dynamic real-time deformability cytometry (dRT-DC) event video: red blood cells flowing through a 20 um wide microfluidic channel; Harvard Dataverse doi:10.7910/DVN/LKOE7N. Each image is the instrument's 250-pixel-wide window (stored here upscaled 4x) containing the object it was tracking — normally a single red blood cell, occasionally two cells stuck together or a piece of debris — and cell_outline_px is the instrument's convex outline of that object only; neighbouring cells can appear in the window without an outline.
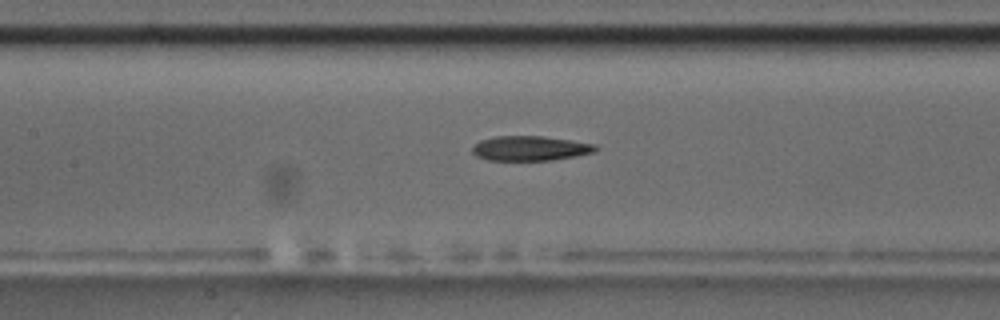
{"species": "common noctule bat (a hibernating species)", "species_latin": "Nyctalus noctula", "temperature_condition": "room temperature", "stored_images_in_passage": 38, "camera_frame_rate_fps": 3000, "um_per_image_px": 0.085, "animal": {"sex": "male", "body_mass_g": 17.5, "forearm_length_mm": 52.3}, "frame": {"image": 1, "passage_image": 10, "time_ms": 3.0, "image_size_px": [1000, 320], "cell_outline_px": [[600, 148], [596, 152], [576, 156], [552, 160], [488, 160], [476, 156], [472, 152], [472, 148], [480, 140], [496, 136], [540, 136], [572, 140], [596, 144]], "centroid_in_image_um": [45.11, 12.61], "position_along_channel_um": 162.3, "area_um2": 17.86}}
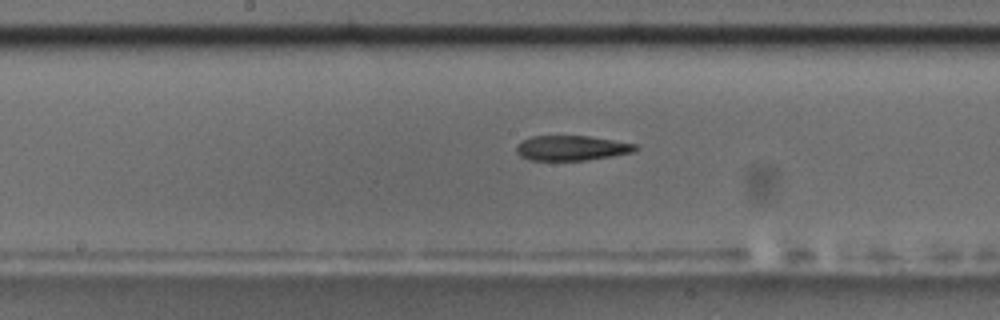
{"frame": {"image": 2, "passage_image": 13, "time_ms": 4.0, "image_size_px": [1000, 320], "cell_outline_px": [[640, 148], [632, 152], [612, 156], [584, 160], [532, 160], [520, 156], [516, 152], [516, 144], [532, 136], [588, 136], [636, 144]], "centroid_in_image_um": [48.57, 12.58], "position_along_channel_um": 199.6, "area_um2": 17.17}}
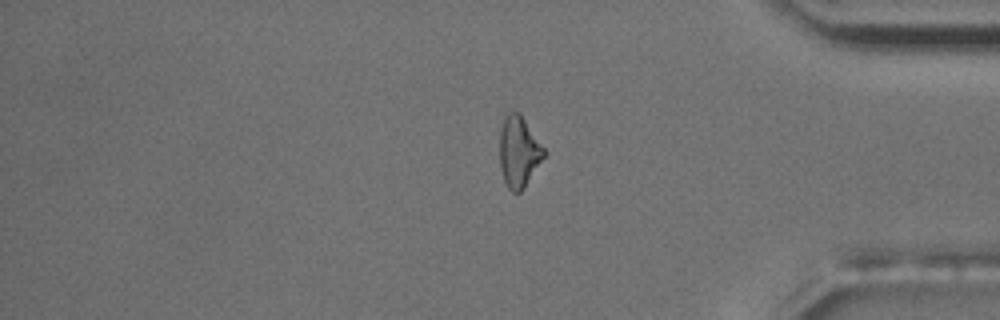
{"frame": {"image": 3, "passage_image": 30, "time_ms": 9.667, "image_size_px": [1000, 320], "cell_outline_px": [[548, 152], [524, 188], [520, 192], [512, 192], [508, 188], [504, 180], [500, 168], [500, 128], [504, 116], [508, 112], [520, 112]], "centroid_in_image_um": [44.12, 12.88], "position_along_channel_um": 391.1, "area_um2": 18.67}}